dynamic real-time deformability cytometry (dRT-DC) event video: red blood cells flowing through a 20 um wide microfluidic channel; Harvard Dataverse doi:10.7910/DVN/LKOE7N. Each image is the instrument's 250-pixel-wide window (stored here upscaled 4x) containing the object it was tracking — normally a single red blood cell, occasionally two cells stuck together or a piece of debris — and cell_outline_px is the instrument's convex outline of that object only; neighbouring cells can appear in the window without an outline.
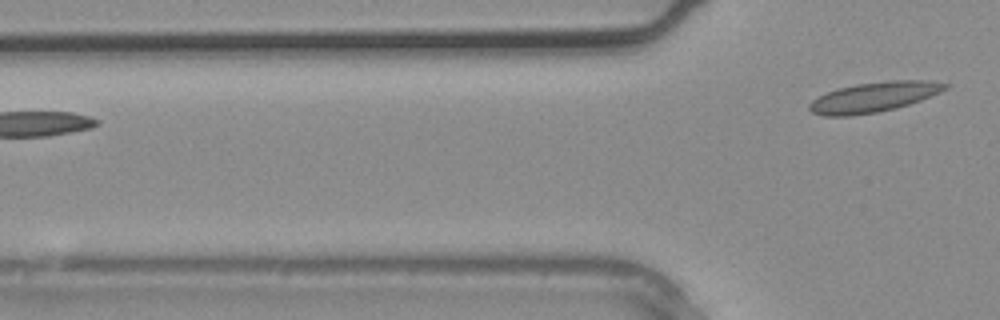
{"species": "common noctule bat (a hibernating species)", "species_latin": "Nyctalus noctula", "temperature_condition": "warm", "stored_images_in_passage": 3, "camera_frame_rate_fps": 3000, "um_per_image_px": 0.085, "animal": {"sex": "male", "body_mass_g": 20.4}, "frame": {"image": 1, "passage_image": 3, "time_ms": 0.667, "image_size_px": [1000, 320], "cell_outline_px": [[948, 88], [940, 92], [920, 100], [896, 108], [876, 112], [852, 116], [824, 116], [812, 112], [808, 108], [808, 104], [812, 100], [828, 92], [840, 88], [856, 84], [892, 80], [928, 80], [948, 84]], "centroid_in_image_um": [74.27, 8.25], "position_along_channel_um": 51.5, "area_um2": 23.52}}